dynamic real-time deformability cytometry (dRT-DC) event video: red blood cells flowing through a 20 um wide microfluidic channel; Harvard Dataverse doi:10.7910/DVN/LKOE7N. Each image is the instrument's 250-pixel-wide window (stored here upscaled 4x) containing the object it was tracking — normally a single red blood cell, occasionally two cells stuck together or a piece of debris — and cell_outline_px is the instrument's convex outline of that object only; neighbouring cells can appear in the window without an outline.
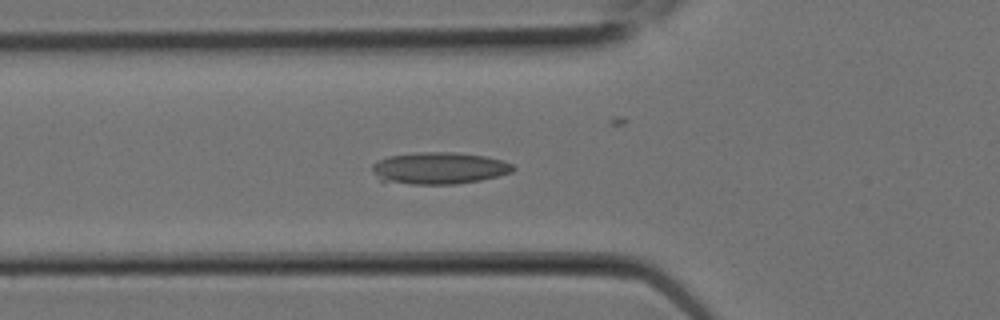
{"species": "Egyptian fruit bat (a non-hibernating species)", "species_latin": "Rousettus aegyptiacus", "temperature_condition": "room temperature", "stored_images_in_passage": 11, "camera_frame_rate_fps": 3000, "um_per_image_px": 0.085, "animal": {"sex": "female"}, "frame": {"image": 1, "passage_image": 8, "time_ms": 2.333, "image_size_px": [1000, 320], "cell_outline_px": [[516, 168], [512, 172], [480, 180], [456, 184], [412, 184], [380, 180], [372, 168], [372, 164], [376, 160], [388, 156], [424, 152], [456, 152], [484, 156], [504, 160], [512, 164]], "centroid_in_image_um": [37.34, 14.28], "position_along_channel_um": 88.5, "area_um2": 26.07}}
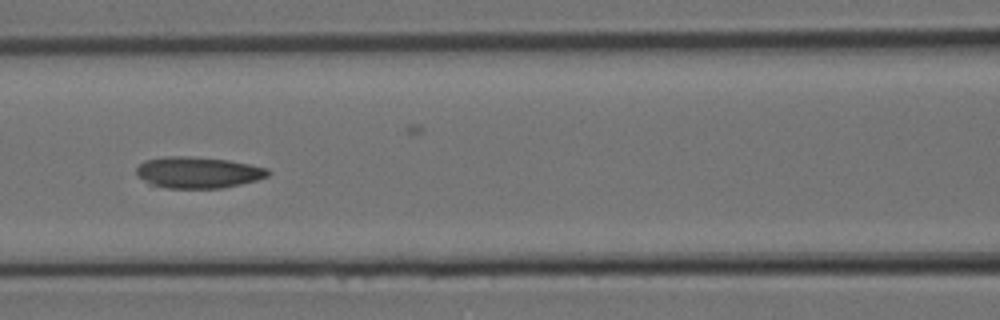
{"frame": {"image": 2, "passage_image": 10, "time_ms": 3.0, "image_size_px": [1000, 320], "cell_outline_px": [[272, 172], [268, 176], [256, 180], [224, 188], [168, 188], [148, 184], [136, 176], [136, 168], [144, 160], [164, 156], [188, 156], [228, 160], [268, 168]], "centroid_in_image_um": [16.8, 14.66], "position_along_channel_um": 149.8, "area_um2": 24.22}}
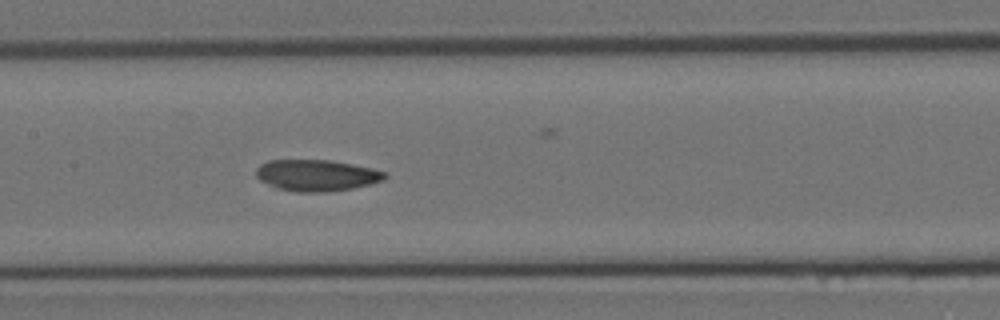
{"frame": {"image": 3, "passage_image": 11, "time_ms": 3.333, "image_size_px": [1000, 320], "cell_outline_px": [[388, 176], [384, 180], [352, 188], [328, 192], [296, 192], [276, 188], [260, 180], [256, 176], [256, 168], [260, 164], [268, 160], [328, 160], [352, 164], [372, 168], [388, 172]], "centroid_in_image_um": [26.91, 14.9], "position_along_channel_um": 180.5, "area_um2": 23.64}}